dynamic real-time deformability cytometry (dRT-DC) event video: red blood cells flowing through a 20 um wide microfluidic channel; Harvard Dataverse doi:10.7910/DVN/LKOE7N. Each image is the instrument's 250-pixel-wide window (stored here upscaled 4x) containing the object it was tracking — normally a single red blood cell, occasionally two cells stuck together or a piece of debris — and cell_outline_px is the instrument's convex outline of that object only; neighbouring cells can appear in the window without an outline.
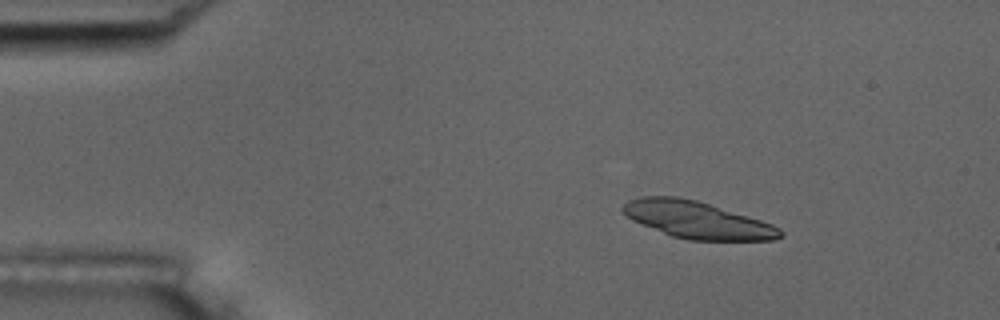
{"species": "common noctule bat (a hibernating species)", "species_latin": "Nyctalus noctula", "temperature_condition": "room temperature", "stored_images_in_passage": 56, "camera_frame_rate_fps": 3000, "um_per_image_px": 0.085, "animal": {"sex": "male", "body_mass_g": 17.5, "forearm_length_mm": 52.3}, "frame": {"image": 1, "passage_image": 9, "time_ms": 2.667, "image_size_px": [1000, 320], "cell_outline_px": [[784, 232], [780, 236], [772, 240], [688, 240], [672, 236], [632, 220], [620, 208], [628, 200], [640, 196], [676, 196], [696, 200], [760, 220], [772, 224], [780, 228]], "centroid_in_image_um": [59.23, 18.69], "position_along_channel_um": 25.8, "area_um2": 33.52}, "authors_computed_cell_mechanics": {"area_um2": 22.3397, "velocity_mm_per_s": 3.5874, "shape_relaxation_time_tau1_ms": 9.1915, "shape_relaxation_time_tau2_ms": 3.3103, "deformation_change_tau1": 0.226, "deformation_change_tau2": 0.105}}